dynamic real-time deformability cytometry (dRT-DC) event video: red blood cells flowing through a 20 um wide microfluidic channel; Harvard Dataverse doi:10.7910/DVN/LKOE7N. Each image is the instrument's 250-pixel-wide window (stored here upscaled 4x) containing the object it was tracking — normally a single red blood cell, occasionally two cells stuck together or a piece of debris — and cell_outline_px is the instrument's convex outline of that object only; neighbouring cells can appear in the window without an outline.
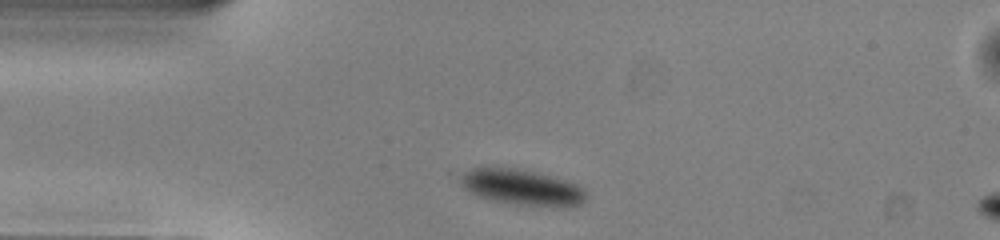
{"species": "common noctule bat (a hibernating species)", "species_latin": "Nyctalus noctula", "temperature_condition": "warm", "stored_images_in_passage": 41, "camera_frame_rate_fps": 3000, "um_per_image_px": 0.085, "animal": {"sex": "male", "body_mass_g": 13.0, "forearm_length_mm": 53.1}, "frame": {"image": 1, "passage_image": 2, "time_ms": 0.333, "image_size_px": [1000, 240], "cell_outline_px": [[588, 196], [580, 204], [568, 208], [556, 208], [508, 204], [492, 200], [480, 196], [464, 188], [460, 184], [460, 180], [464, 172], [472, 168], [516, 168], [536, 172], [552, 176], [576, 184], [584, 188]], "centroid_in_image_um": [44.44, 15.96], "position_along_channel_um": 40.6, "area_um2": 26.47}}
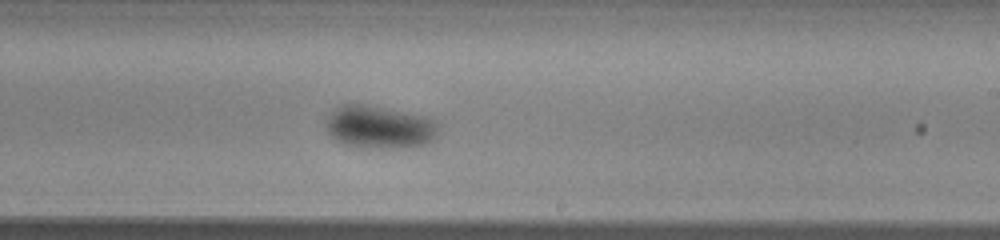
{"frame": {"image": 2, "passage_image": 20, "time_ms": 6.333, "image_size_px": [1000, 240], "cell_outline_px": [[440, 132], [428, 144], [408, 148], [368, 148], [344, 144], [336, 140], [328, 132], [328, 116], [340, 104], [368, 104], [420, 116], [436, 120], [440, 124]], "centroid_in_image_um": [32.32, 10.82], "position_along_channel_um": 256.7, "area_um2": 28.15}}
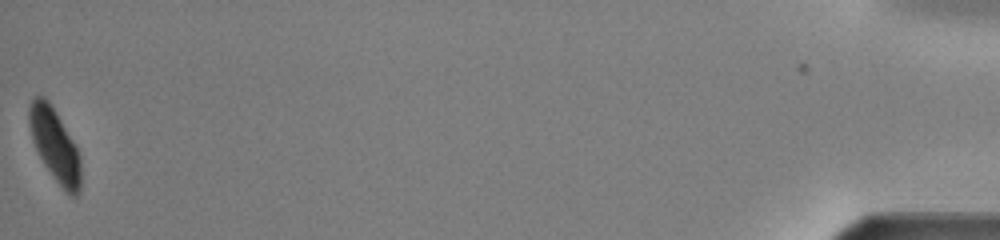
{"frame": {"image": 3, "passage_image": 41, "time_ms": 13.333, "image_size_px": [1000, 240], "cell_outline_px": [[80, 192], [76, 196], [72, 196], [52, 176], [44, 164], [32, 140], [28, 124], [28, 104], [36, 96], [44, 96], [48, 100], [56, 112], [72, 140], [80, 156]], "centroid_in_image_um": [4.63, 12.29], "position_along_channel_um": 430.6, "area_um2": 21.56}, "authors_computed_cell_mechanics": {"area_um2": 27.0504, "velocity_mm_per_s": 3.9921, "shape_relaxation_time_tau1_ms": null, "shape_relaxation_time_tau2_ms": 5.1727, "deformation_change_tau1": null, "deformation_change_tau2": 0.0371}}